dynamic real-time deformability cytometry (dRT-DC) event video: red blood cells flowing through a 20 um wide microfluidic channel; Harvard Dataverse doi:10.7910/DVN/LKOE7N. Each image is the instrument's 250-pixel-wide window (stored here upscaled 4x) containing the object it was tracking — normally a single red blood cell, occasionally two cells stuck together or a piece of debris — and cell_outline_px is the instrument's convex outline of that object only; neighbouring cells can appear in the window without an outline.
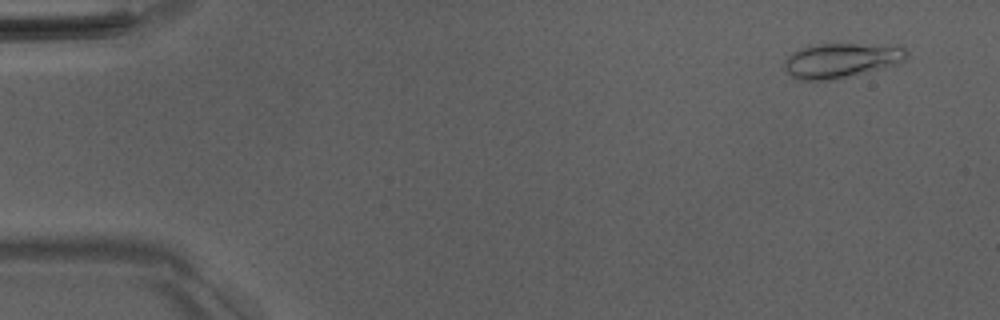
{"species": "Egyptian fruit bat (a non-hibernating species)", "species_latin": "Rousettus aegyptiacus", "temperature_condition": "room temperature", "stored_images_in_passage": 51, "camera_frame_rate_fps": 3000, "um_per_image_px": 0.085, "animal": {"sex": "male"}, "frame": {"image": 1, "passage_image": 3, "time_ms": 0.667, "image_size_px": [1000, 320], "cell_outline_px": [[908, 56], [904, 60], [896, 64], [884, 68], [828, 80], [796, 80], [784, 72], [784, 60], [792, 52], [800, 48], [812, 44], [856, 44], [904, 48], [908, 52]], "centroid_in_image_um": [71.39, 5.15], "position_along_channel_um": 13.6, "area_um2": 24.51}}
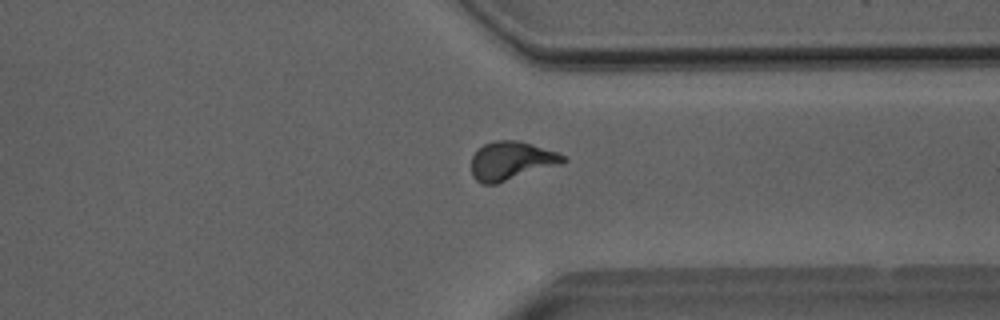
{"frame": {"image": 2, "passage_image": 39, "time_ms": 12.667, "image_size_px": [1000, 320], "cell_outline_px": [[568, 160], [496, 184], [480, 184], [472, 176], [472, 156], [484, 144], [496, 140], [516, 140], [532, 144], [556, 152], [564, 156]], "centroid_in_image_um": [43.39, 13.66], "position_along_channel_um": 368.0, "area_um2": 20.06}}
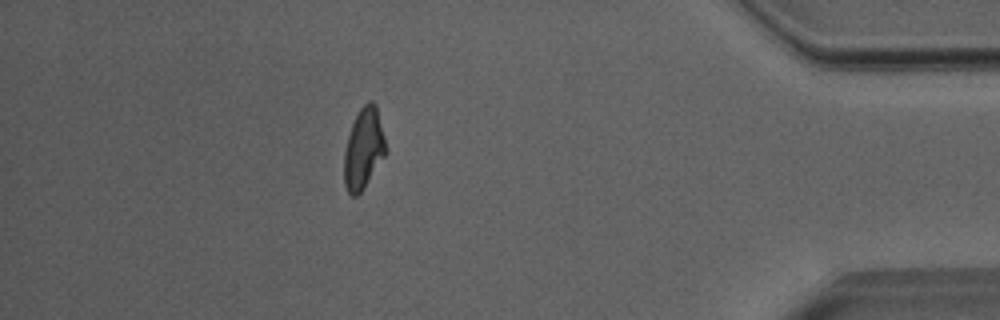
{"frame": {"image": 3, "passage_image": 45, "time_ms": 14.667, "image_size_px": [1000, 320], "cell_outline_px": [[388, 152], [364, 188], [356, 196], [352, 196], [348, 192], [344, 184], [344, 152], [348, 136], [352, 124], [360, 108], [368, 100], [372, 100], [376, 104]], "centroid_in_image_um": [30.92, 12.64], "position_along_channel_um": 404.3, "area_um2": 19.71}, "authors_computed_cell_mechanics": {"area_um2": 19.7676, "velocity_mm_per_s": 4.0101, "shape_relaxation_time_tau1_ms": 5.0148, "shape_relaxation_time_tau2_ms": 1.2039, "deformation_change_tau1": 0.1547, "deformation_change_tau2": 0.0597}}